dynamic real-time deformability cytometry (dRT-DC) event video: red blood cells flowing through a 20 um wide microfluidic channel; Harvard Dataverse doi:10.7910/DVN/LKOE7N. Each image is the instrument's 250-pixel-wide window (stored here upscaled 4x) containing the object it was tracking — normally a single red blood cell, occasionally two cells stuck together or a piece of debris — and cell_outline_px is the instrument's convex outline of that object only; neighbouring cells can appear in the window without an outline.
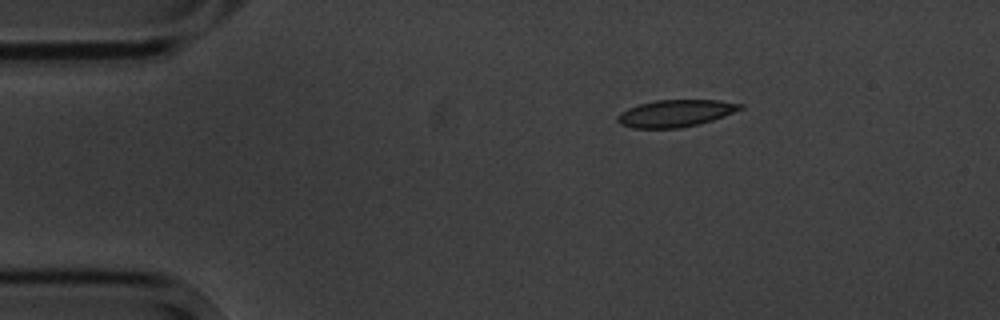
{"species": "common noctule bat (a hibernating species)", "species_latin": "Nyctalus noctula", "temperature_condition": "cold", "stored_images_in_passage": 3, "camera_frame_rate_fps": 3000, "um_per_image_px": 0.085, "animal": {"sex": "male", "body_mass_g": 20.1, "forearm_length_mm": 53.5}, "frame": {"image": 1, "passage_image": 1, "time_ms": 0.0, "image_size_px": [1000, 320], "cell_outline_px": [[744, 108], [724, 116], [712, 120], [680, 128], [632, 128], [620, 124], [616, 120], [616, 116], [620, 112], [628, 108], [640, 104], [656, 100], [720, 100], [744, 104]], "centroid_in_image_um": [57.41, 9.62], "position_along_channel_um": 27.6, "area_um2": 19.36}}
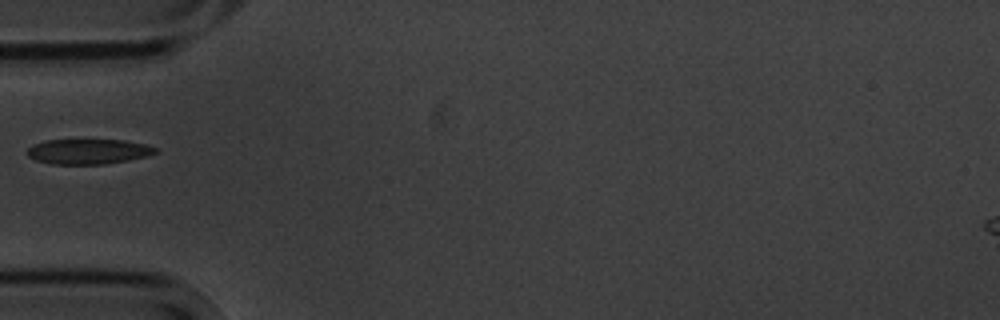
{"frame": {"image": 2, "passage_image": 3, "time_ms": 3.0, "image_size_px": [1000, 320], "cell_outline_px": [[160, 152], [148, 156], [128, 160], [104, 164], [52, 164], [36, 160], [28, 156], [28, 148], [44, 140], [124, 140], [144, 144], [160, 148]], "centroid_in_image_um": [7.57, 12.88], "position_along_channel_um": 77.4, "area_um2": 18.79}}